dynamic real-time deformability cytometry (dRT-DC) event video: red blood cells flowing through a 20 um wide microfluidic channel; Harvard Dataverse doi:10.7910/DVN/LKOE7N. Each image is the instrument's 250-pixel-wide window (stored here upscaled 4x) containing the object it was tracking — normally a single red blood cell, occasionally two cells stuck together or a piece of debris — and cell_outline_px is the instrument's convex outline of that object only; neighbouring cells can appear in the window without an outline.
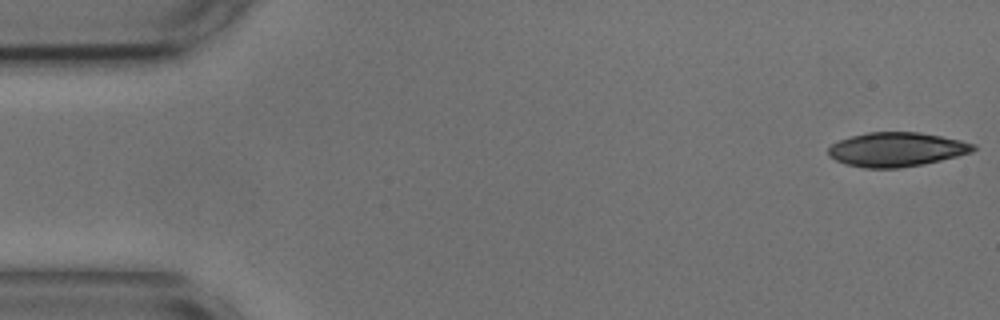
{"species": "common noctule bat (a hibernating species)", "species_latin": "Nyctalus noctula", "temperature_condition": "cold", "stored_images_in_passage": 53, "camera_frame_rate_fps": 3000, "um_per_image_px": 0.085, "animal": {"sex": "male", "body_mass_g": 17.9, "forearm_length_mm": 54.2}, "frame": {"image": 1, "passage_image": 1, "time_ms": 0.0, "image_size_px": [1000, 320], "cell_outline_px": [[976, 148], [972, 152], [924, 164], [900, 168], [864, 168], [848, 164], [836, 160], [828, 156], [828, 148], [832, 144], [840, 140], [852, 136], [868, 132], [920, 132], [960, 140], [976, 144]], "centroid_in_image_um": [76.21, 12.7], "position_along_channel_um": 8.8, "area_um2": 28.78}}